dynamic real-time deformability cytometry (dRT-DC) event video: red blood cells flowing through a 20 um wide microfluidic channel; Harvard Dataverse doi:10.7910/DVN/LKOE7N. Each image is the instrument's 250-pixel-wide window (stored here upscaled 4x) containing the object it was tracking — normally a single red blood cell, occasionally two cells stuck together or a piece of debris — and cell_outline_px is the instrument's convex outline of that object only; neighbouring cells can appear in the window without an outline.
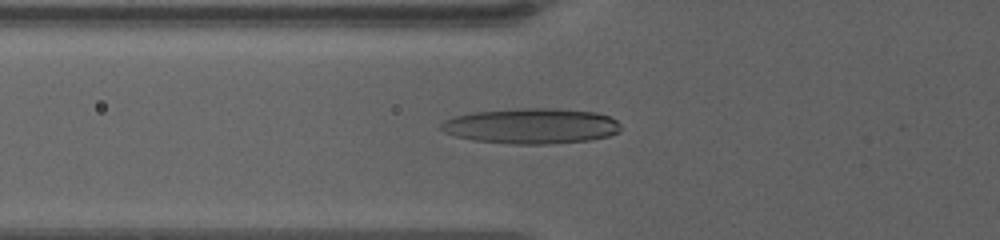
{"species": "human", "species_latin": "Homo sapiens", "temperature_condition": "warm", "stored_images_in_passage": 63, "camera_frame_rate_fps": 3000, "um_per_image_px": 0.085, "donor": {"sex": "female"}, "frame": {"image": 1, "passage_image": 25, "time_ms": 8.0, "image_size_px": [1000, 240], "cell_outline_px": [[620, 132], [608, 136], [588, 140], [548, 144], [512, 144], [472, 140], [456, 136], [444, 132], [440, 128], [440, 124], [444, 120], [452, 116], [472, 112], [520, 108], [556, 108], [596, 112], [608, 116], [616, 120], [620, 124]], "centroid_in_image_um": [45.14, 10.7], "position_along_channel_um": 80.7, "area_um2": 37.34}}
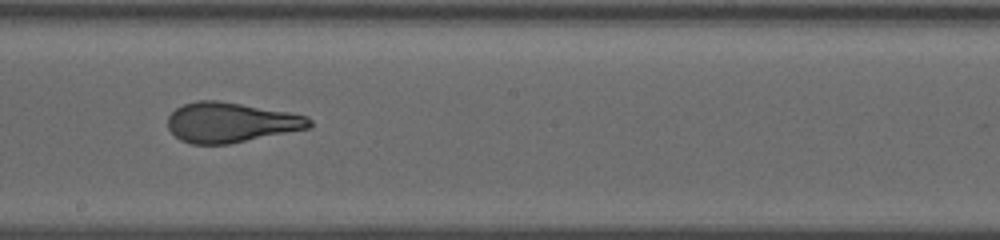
{"frame": {"image": 2, "passage_image": 38, "time_ms": 12.333, "image_size_px": [1000, 240], "cell_outline_px": [[312, 124], [308, 128], [228, 144], [192, 144], [180, 140], [168, 128], [168, 116], [176, 108], [184, 104], [196, 100], [216, 100], [288, 112], [308, 116], [312, 120]], "centroid_in_image_um": [19.59, 10.4], "position_along_channel_um": 228.6, "area_um2": 32.71}}
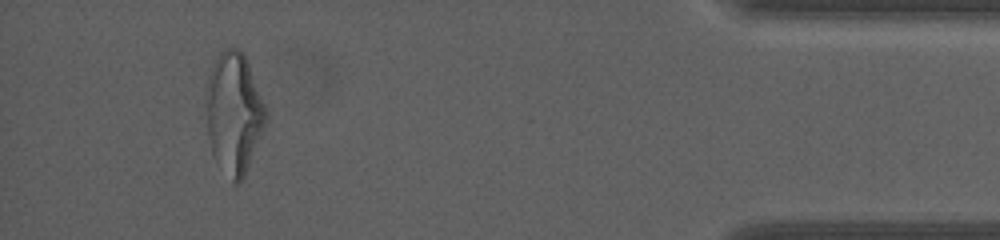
{"frame": {"image": 3, "passage_image": 59, "time_ms": 19.333, "image_size_px": [1000, 240], "cell_outline_px": [[268, 116], [264, 128], [244, 176], [236, 184], [232, 180], [212, 156], [208, 140], [204, 96], [208, 76], [220, 52], [224, 48], [236, 48], [244, 52], [268, 112]], "centroid_in_image_um": [19.86, 9.57], "position_along_channel_um": 415.3, "area_um2": 42.37}, "authors_computed_cell_mechanics": {"area_um2": 34.8534, "velocity_mm_per_s": 3.4041, "shape_relaxation_time_tau1_ms": 7.399, "shape_relaxation_time_tau2_ms": 1.003, "deformation_change_tau1": 0.2461, "deformation_change_tau2": 0.0945}}